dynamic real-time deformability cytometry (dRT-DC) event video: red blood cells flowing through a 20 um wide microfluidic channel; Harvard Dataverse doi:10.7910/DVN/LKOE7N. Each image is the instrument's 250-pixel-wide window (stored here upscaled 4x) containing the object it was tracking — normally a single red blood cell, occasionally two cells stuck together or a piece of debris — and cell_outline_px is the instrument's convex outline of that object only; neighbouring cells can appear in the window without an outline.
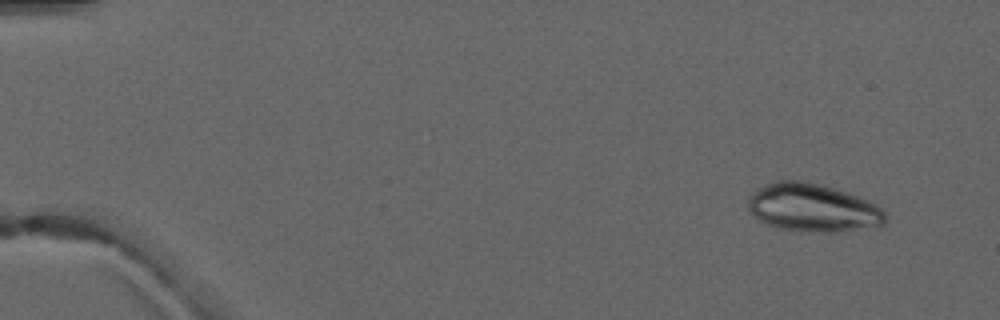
{"species": "common noctule bat (a hibernating species)", "species_latin": "Nyctalus noctula", "temperature_condition": "warm", "stored_images_in_passage": 3, "camera_frame_rate_fps": 3000, "um_per_image_px": 0.085, "animal": {"sex": "male", "forearm_length_mm": 52.5}, "frame": {"image": 1, "passage_image": 1, "time_ms": 0.0, "image_size_px": [1000, 320], "cell_outline_px": [[884, 224], [880, 228], [840, 232], [800, 232], [780, 228], [764, 224], [752, 216], [748, 212], [748, 200], [752, 192], [756, 188], [776, 180], [796, 180], [820, 184], [856, 196], [880, 208], [884, 212]], "centroid_in_image_um": [69.03, 17.69], "position_along_channel_um": 16.0, "area_um2": 38.84}}